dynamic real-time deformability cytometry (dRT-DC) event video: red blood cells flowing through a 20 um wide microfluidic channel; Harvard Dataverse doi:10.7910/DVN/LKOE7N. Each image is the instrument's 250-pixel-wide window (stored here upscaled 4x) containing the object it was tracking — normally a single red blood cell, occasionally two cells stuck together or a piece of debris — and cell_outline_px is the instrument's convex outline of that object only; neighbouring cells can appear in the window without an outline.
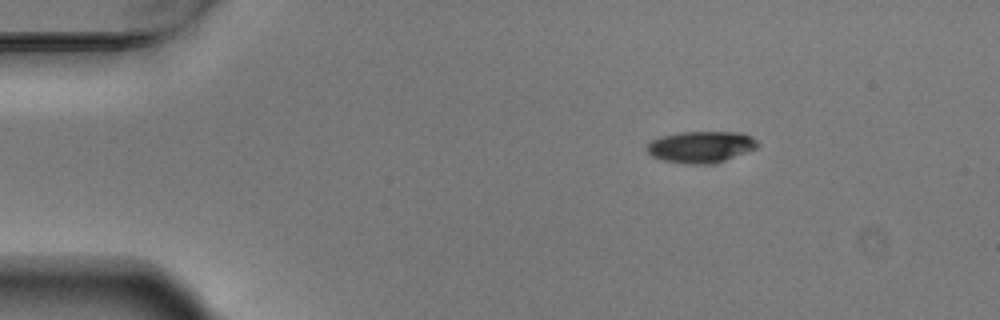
{"species": "Egyptian fruit bat (a non-hibernating species)", "species_latin": "Rousettus aegyptiacus", "temperature_condition": "warm", "stored_images_in_passage": 3, "camera_frame_rate_fps": 3000, "um_per_image_px": 0.085, "animal": {"sex": "male"}, "frame": {"image": 1, "passage_image": 1, "time_ms": 0.0, "image_size_px": [1000, 320], "cell_outline_px": [[760, 144], [756, 148], [724, 160], [712, 164], [692, 164], [664, 160], [652, 156], [644, 148], [652, 140], [660, 136], [680, 132], [744, 132], [752, 136]], "centroid_in_image_um": [59.58, 12.47], "position_along_channel_um": 25.4, "area_um2": 20.29}}
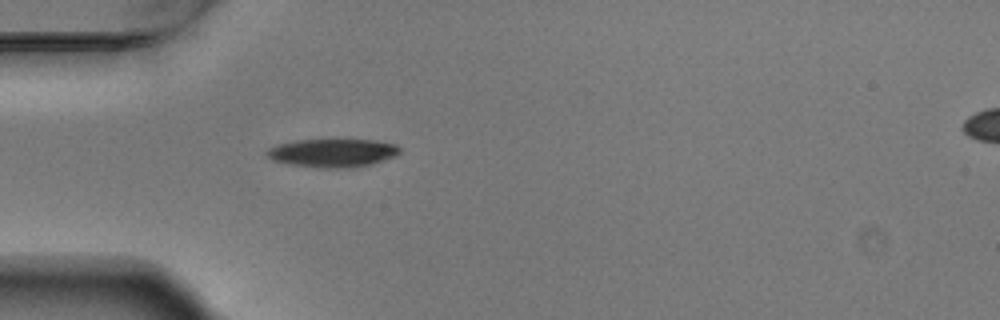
{"frame": {"image": 2, "passage_image": 3, "time_ms": 0.667, "image_size_px": [1000, 320], "cell_outline_px": [[400, 152], [392, 156], [372, 164], [352, 168], [316, 168], [292, 164], [272, 160], [264, 156], [264, 152], [268, 148], [276, 144], [296, 140], [376, 140], [396, 144], [400, 148]], "centroid_in_image_um": [28.21, 13.0], "position_along_channel_um": 56.8, "area_um2": 22.08}}